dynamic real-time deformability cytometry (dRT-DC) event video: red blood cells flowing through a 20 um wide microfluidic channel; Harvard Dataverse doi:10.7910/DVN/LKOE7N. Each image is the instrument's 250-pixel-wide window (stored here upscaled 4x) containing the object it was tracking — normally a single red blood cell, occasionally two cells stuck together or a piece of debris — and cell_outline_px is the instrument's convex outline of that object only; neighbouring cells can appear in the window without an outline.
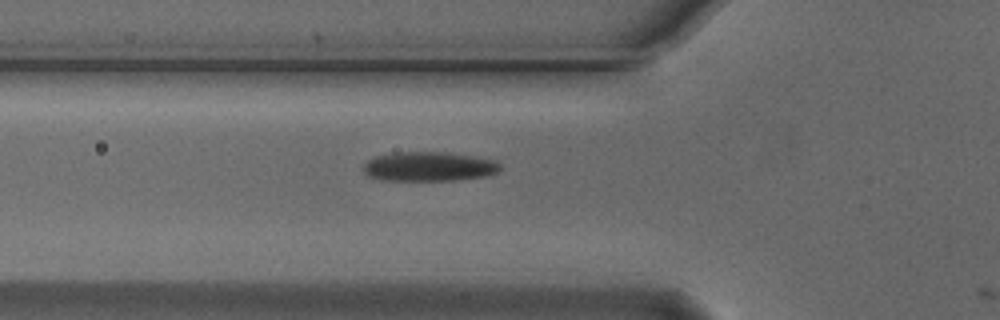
{"species": "Egyptian fruit bat (a non-hibernating species)", "species_latin": "Rousettus aegyptiacus", "temperature_condition": "cold", "stored_images_in_passage": 4, "camera_frame_rate_fps": 3000, "um_per_image_px": 0.085, "animal": {"sex": "male"}, "frame": {"image": 1, "passage_image": 3, "time_ms": 0.667, "image_size_px": [1000, 320], "cell_outline_px": [[500, 168], [496, 172], [484, 176], [452, 180], [380, 180], [368, 176], [364, 172], [364, 164], [368, 160], [376, 156], [400, 152], [448, 152], [496, 160], [500, 164]], "centroid_in_image_um": [36.44, 14.15], "position_along_channel_um": 89.4, "area_um2": 23.24}}